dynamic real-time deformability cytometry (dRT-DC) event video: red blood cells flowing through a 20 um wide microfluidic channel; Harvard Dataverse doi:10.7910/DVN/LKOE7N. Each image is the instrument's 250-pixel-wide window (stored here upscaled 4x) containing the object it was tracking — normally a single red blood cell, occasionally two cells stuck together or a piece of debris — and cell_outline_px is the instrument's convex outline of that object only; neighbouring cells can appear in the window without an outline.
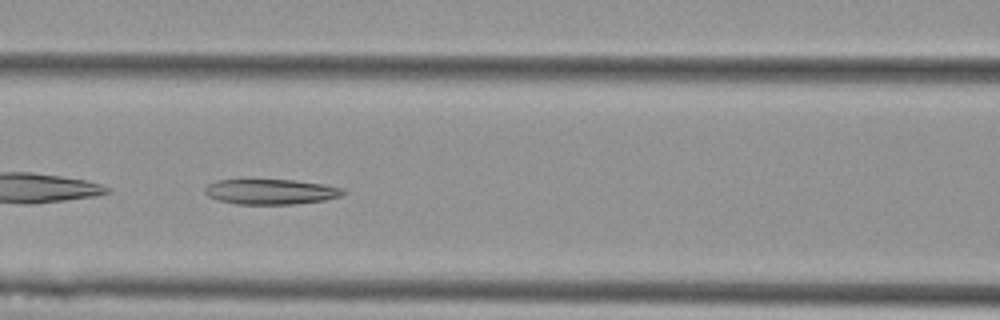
{"species": "Egyptian fruit bat (a non-hibernating species)", "species_latin": "Rousettus aegyptiacus", "temperature_condition": "cold", "stored_images_in_passage": 17, "camera_frame_rate_fps": 3000, "um_per_image_px": 0.085, "animal": {"sex": "female"}, "frame": {"image": 1, "passage_image": 8, "time_ms": 2.333, "image_size_px": [1000, 320], "cell_outline_px": [[348, 192], [340, 196], [324, 200], [292, 204], [236, 204], [220, 200], [208, 196], [204, 192], [204, 188], [208, 184], [216, 180], [292, 180], [320, 184], [344, 188]], "centroid_in_image_um": [23.01, 16.3], "position_along_channel_um": 143.6, "area_um2": 20.17}}
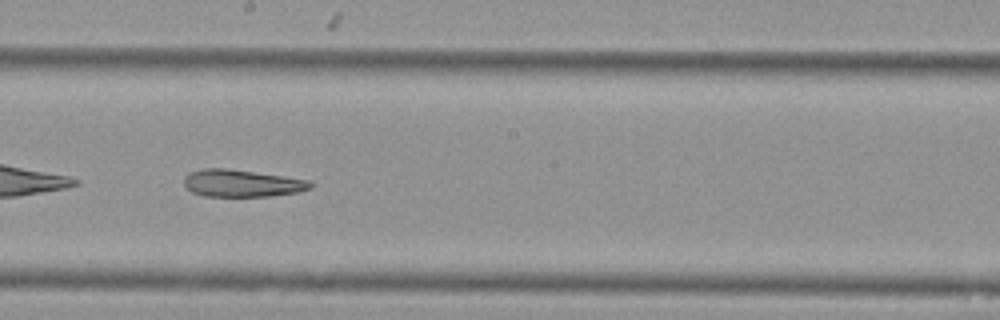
{"frame": {"image": 2, "passage_image": 10, "time_ms": 3.0, "image_size_px": [1000, 320], "cell_outline_px": [[312, 188], [300, 192], [272, 196], [204, 196], [192, 192], [184, 184], [184, 176], [192, 172], [204, 168], [224, 168], [308, 180], [312, 184]], "centroid_in_image_um": [20.55, 15.59], "position_along_channel_um": 227.6, "area_um2": 19.77}}
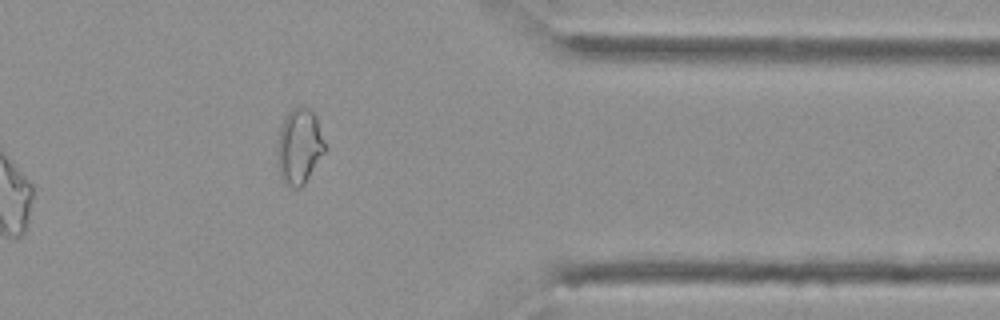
{"frame": {"image": 3, "passage_image": 15, "time_ms": 4.667, "image_size_px": [1000, 320], "cell_outline_px": [[328, 148], [304, 184], [300, 188], [292, 188], [280, 176], [276, 148], [276, 144], [280, 128], [288, 112], [292, 108], [300, 104], [308, 108], [316, 116], [328, 144]], "centroid_in_image_um": [25.48, 12.41], "position_along_channel_um": 385.9, "area_um2": 21.44}}